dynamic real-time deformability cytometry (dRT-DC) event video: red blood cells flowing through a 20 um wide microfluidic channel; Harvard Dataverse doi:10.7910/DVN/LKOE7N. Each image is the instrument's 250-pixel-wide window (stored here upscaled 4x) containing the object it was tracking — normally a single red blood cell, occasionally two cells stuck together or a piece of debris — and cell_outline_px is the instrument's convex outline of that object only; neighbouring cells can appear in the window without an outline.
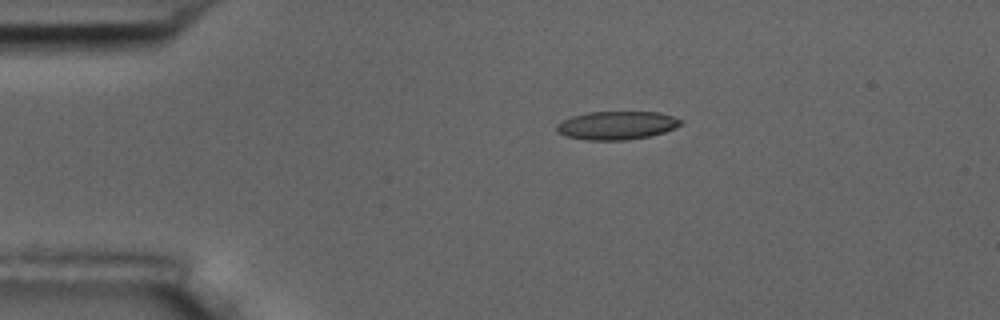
{"species": "common noctule bat (a hibernating species)", "species_latin": "Nyctalus noctula", "temperature_condition": "room temperature", "stored_images_in_passage": 8, "camera_frame_rate_fps": 3000, "um_per_image_px": 0.085, "animal": {"sex": "male", "body_mass_g": 17.5, "forearm_length_mm": 52.3}, "frame": {"image": 1, "passage_image": 1, "time_ms": 0.0, "image_size_px": [1000, 320], "cell_outline_px": [[684, 124], [676, 128], [664, 132], [648, 136], [624, 140], [584, 140], [564, 136], [556, 132], [556, 124], [572, 116], [588, 112], [660, 112], [684, 120]], "centroid_in_image_um": [52.43, 10.66], "position_along_channel_um": 32.6, "area_um2": 20.69}}
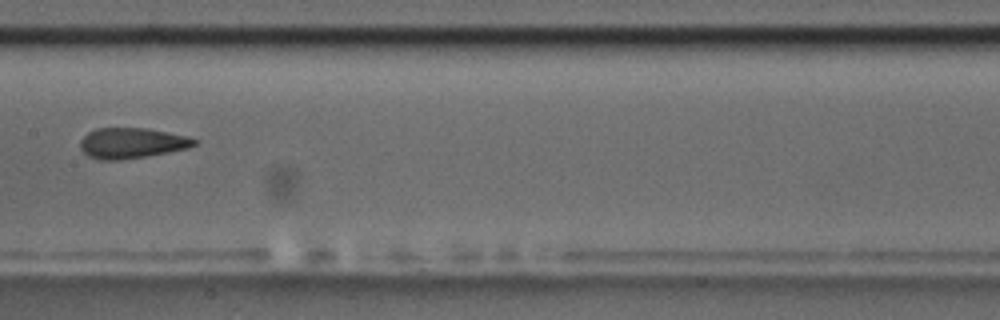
{"frame": {"image": 2, "passage_image": 5, "time_ms": 5.667, "image_size_px": [1000, 320], "cell_outline_px": [[200, 140], [196, 144], [188, 148], [148, 156], [120, 160], [100, 160], [88, 156], [80, 148], [80, 140], [88, 132], [96, 128], [148, 128], [188, 136]], "centroid_in_image_um": [11.21, 12.16], "position_along_channel_um": 196.2, "area_um2": 20.46}}
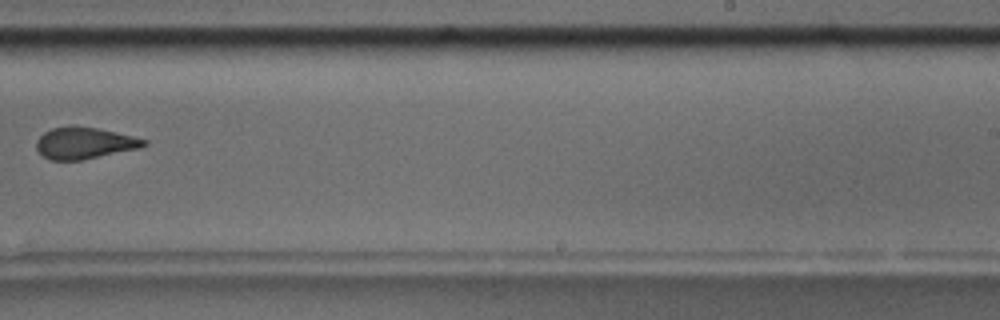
{"frame": {"image": 3, "passage_image": 7, "time_ms": 8.0, "image_size_px": [1000, 320], "cell_outline_px": [[148, 144], [140, 148], [84, 160], [48, 160], [36, 148], [36, 140], [44, 132], [52, 128], [100, 128], [148, 140]], "centroid_in_image_um": [7.21, 12.19], "position_along_channel_um": 281.8, "area_um2": 19.48}}